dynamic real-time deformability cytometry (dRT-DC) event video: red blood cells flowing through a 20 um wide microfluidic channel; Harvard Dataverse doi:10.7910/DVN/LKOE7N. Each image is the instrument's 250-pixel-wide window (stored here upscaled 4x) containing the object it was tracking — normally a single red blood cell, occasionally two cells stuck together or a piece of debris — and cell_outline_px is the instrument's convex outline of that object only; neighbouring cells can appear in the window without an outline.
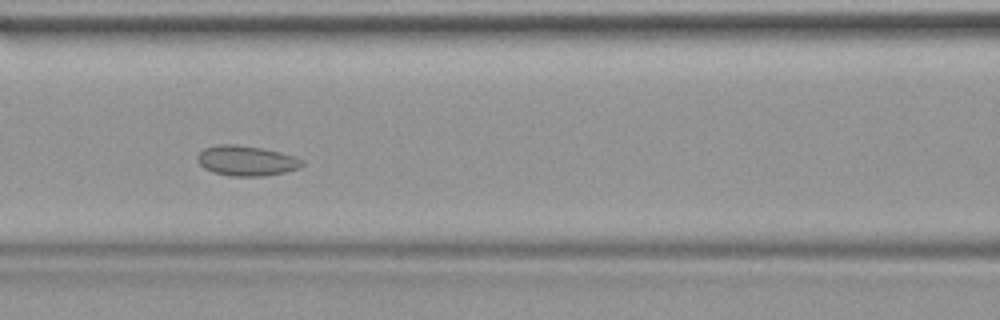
{"species": "common noctule bat (a hibernating species)", "species_latin": "Nyctalus noctula", "temperature_condition": "warm", "stored_images_in_passage": 41, "camera_frame_rate_fps": 3000, "um_per_image_px": 0.085, "animal": {"sex": "female", "body_mass_g": 19.9}, "frame": {"image": 1, "passage_image": 18, "time_ms": 5.667, "image_size_px": [1000, 320], "cell_outline_px": [[304, 164], [300, 168], [284, 172], [264, 176], [232, 176], [212, 172], [204, 168], [196, 160], [196, 156], [204, 148], [216, 144], [236, 144], [260, 148], [280, 152], [296, 156], [304, 160]], "centroid_in_image_um": [20.94, 13.66], "position_along_channel_um": 145.7, "area_um2": 18.55}}